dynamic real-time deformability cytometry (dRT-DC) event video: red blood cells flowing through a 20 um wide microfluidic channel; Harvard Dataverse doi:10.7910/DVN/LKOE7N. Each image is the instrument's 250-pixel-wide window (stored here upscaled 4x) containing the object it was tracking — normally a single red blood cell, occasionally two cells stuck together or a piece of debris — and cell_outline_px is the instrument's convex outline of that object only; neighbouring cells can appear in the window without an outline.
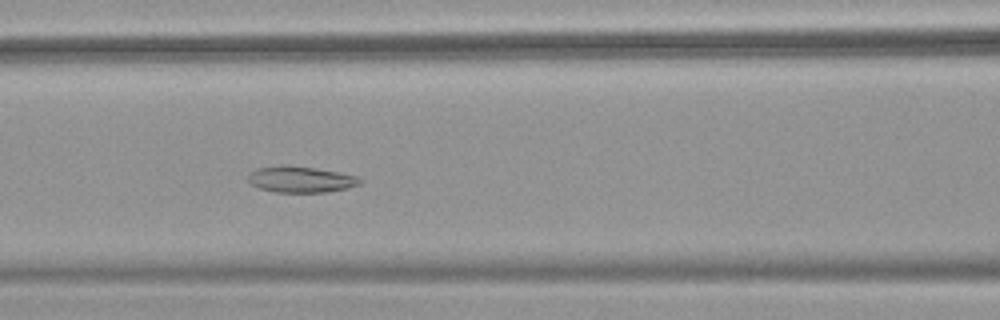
{"species": "common noctule bat (a hibernating species)", "species_latin": "Nyctalus noctula", "temperature_condition": "warm", "stored_images_in_passage": 52, "camera_frame_rate_fps": 3000, "um_per_image_px": 0.085, "animal": {"sex": "female", "body_mass_g": 18.4}, "frame": {"image": 1, "passage_image": 23, "time_ms": 7.333, "image_size_px": [1000, 320], "cell_outline_px": [[364, 180], [360, 184], [348, 188], [328, 192], [276, 192], [260, 188], [248, 184], [248, 172], [256, 168], [280, 164], [288, 164], [316, 168], [340, 172], [356, 176]], "centroid_in_image_um": [25.53, 15.23], "position_along_channel_um": 141.1, "area_um2": 17.51}}
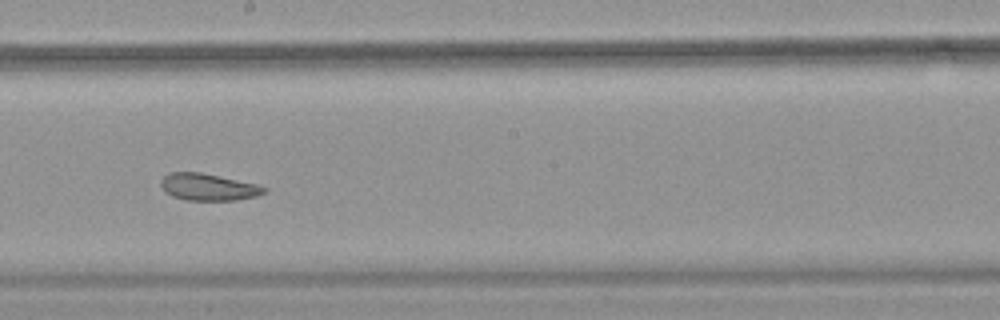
{"frame": {"image": 2, "passage_image": 30, "time_ms": 9.667, "image_size_px": [1000, 320], "cell_outline_px": [[268, 188], [264, 192], [256, 196], [236, 200], [184, 200], [172, 196], [164, 192], [160, 184], [160, 180], [168, 172], [200, 172], [220, 176], [256, 184]], "centroid_in_image_um": [17.65, 15.89], "position_along_channel_um": 230.6, "area_um2": 16.24}}
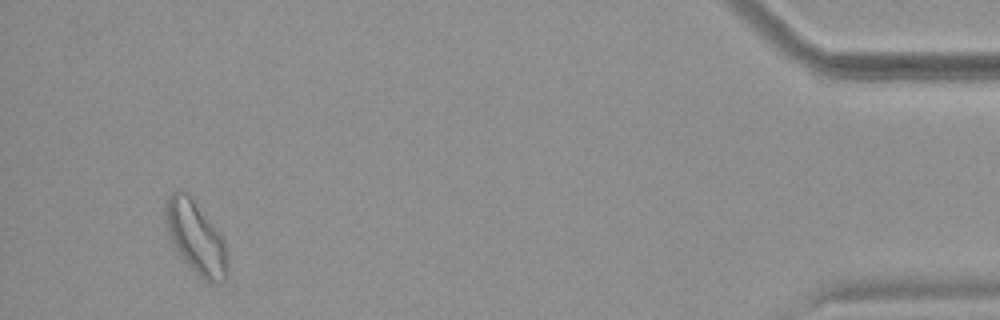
{"frame": {"image": 3, "passage_image": 50, "time_ms": 16.333, "image_size_px": [1000, 320], "cell_outline_px": [[228, 276], [220, 284], [208, 284], [184, 260], [176, 248], [168, 232], [164, 212], [164, 208], [168, 196], [172, 192], [180, 188], [188, 192], [216, 228], [224, 240], [228, 252]], "centroid_in_image_um": [16.68, 20.19], "position_along_channel_um": 418.5, "area_um2": 26.41}, "authors_computed_cell_mechanics": {"area_um2": 21.3571, "velocity_mm_per_s": 3.8455, "shape_relaxation_time_tau1_ms": null, "shape_relaxation_time_tau2_ms": 3.0128, "deformation_change_tau1": null, "deformation_change_tau2": 0.092}}